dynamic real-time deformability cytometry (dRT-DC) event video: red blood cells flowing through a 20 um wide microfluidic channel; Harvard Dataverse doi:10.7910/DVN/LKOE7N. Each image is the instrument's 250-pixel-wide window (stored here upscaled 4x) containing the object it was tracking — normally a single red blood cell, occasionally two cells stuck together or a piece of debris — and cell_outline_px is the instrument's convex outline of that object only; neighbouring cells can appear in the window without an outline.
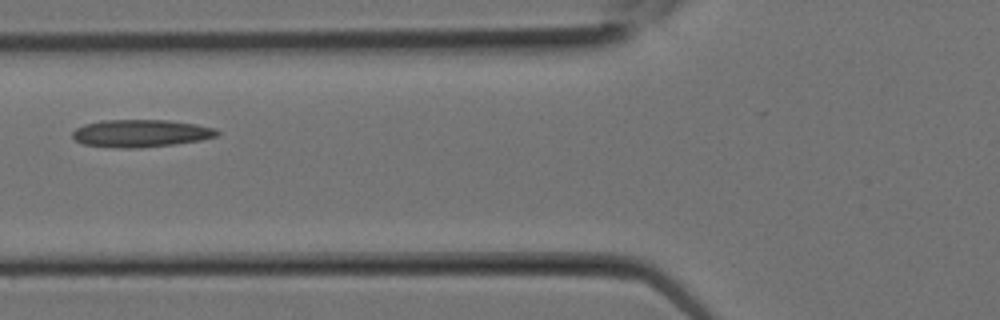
{"species": "Egyptian fruit bat (a non-hibernating species)", "species_latin": "Rousettus aegyptiacus", "temperature_condition": "room temperature", "stored_images_in_passage": 2, "camera_frame_rate_fps": 3000, "um_per_image_px": 0.085, "animal": {"sex": "female"}, "frame": {"image": 1, "passage_image": 2, "time_ms": 0.333, "image_size_px": [1000, 320], "cell_outline_px": [[220, 132], [216, 136], [200, 140], [172, 144], [140, 148], [120, 148], [84, 144], [76, 140], [72, 136], [72, 132], [76, 128], [84, 124], [100, 120], [168, 120], [196, 124], [216, 128]], "centroid_in_image_um": [11.96, 11.32], "position_along_channel_um": 113.8, "area_um2": 23.12}}